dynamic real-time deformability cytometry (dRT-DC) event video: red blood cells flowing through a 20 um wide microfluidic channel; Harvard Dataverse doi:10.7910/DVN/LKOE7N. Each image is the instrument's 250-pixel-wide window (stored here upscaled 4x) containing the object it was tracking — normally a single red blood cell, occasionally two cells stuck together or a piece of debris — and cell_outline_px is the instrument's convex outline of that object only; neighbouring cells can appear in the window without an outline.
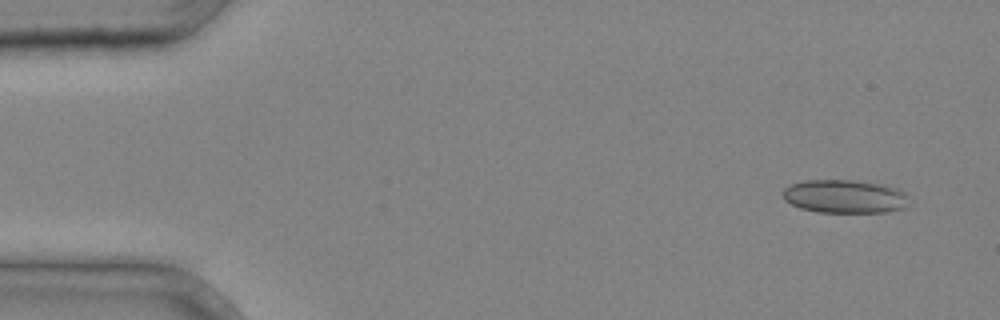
{"species": "common noctule bat (a hibernating species)", "species_latin": "Nyctalus noctula", "temperature_condition": "cold", "stored_images_in_passage": 3, "camera_frame_rate_fps": 3000, "um_per_image_px": 0.085, "animal": {"sex": "male", "body_mass_g": 20.4}, "frame": {"image": 1, "passage_image": 1, "time_ms": 0.0, "image_size_px": [1000, 320], "cell_outline_px": [[908, 196], [904, 208], [884, 212], [820, 212], [800, 208], [784, 200], [780, 192], [788, 184], [804, 180], [852, 180], [880, 184], [900, 188]], "centroid_in_image_um": [71.75, 16.68], "position_along_channel_um": 13.3, "area_um2": 24.68}}
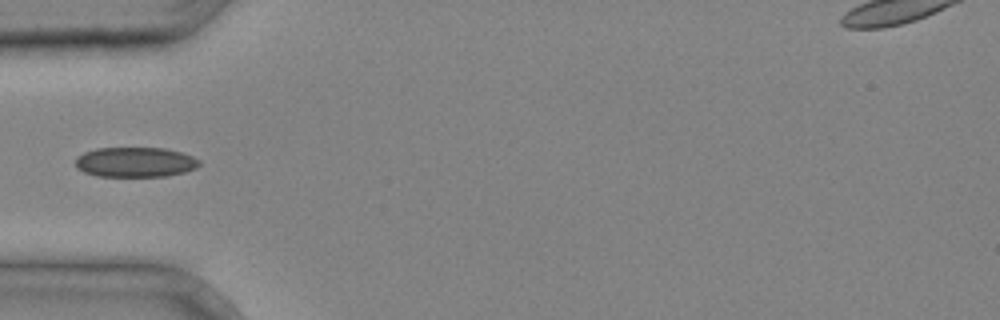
{"frame": {"image": 2, "passage_image": 3, "time_ms": 0.667, "image_size_px": [1000, 320], "cell_outline_px": [[200, 164], [196, 168], [184, 172], [168, 176], [96, 176], [84, 172], [76, 168], [76, 156], [84, 152], [96, 148], [164, 148], [180, 152], [192, 156], [200, 160]], "centroid_in_image_um": [11.48, 13.78], "position_along_channel_um": 73.5, "area_um2": 21.68}}